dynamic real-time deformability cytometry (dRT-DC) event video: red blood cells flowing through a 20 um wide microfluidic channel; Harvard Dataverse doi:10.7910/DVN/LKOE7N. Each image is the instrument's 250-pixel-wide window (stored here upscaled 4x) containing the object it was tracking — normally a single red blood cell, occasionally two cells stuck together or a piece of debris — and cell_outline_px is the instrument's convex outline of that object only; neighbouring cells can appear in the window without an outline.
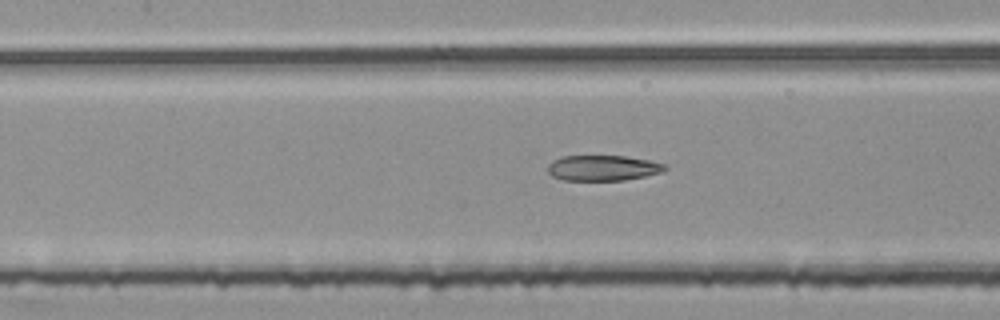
{"species": "common noctule bat (a hibernating species)", "species_latin": "Nyctalus noctula", "temperature_condition": "room temperature", "stored_images_in_passage": 52, "segment_of_instrument_passage": [2, 2], "camera_frame_rate_fps": 3000, "um_per_image_px": 0.085, "animal": {"sex": "female", "body_mass_g": 25.1}, "frame": {"image": 1, "passage_image": 23, "time_ms": 7.333, "image_size_px": [1000, 320], "cell_outline_px": [[668, 168], [660, 172], [644, 176], [624, 180], [564, 180], [552, 176], [548, 172], [548, 164], [552, 160], [560, 156], [624, 156], [648, 160], [668, 164]], "centroid_in_image_um": [51.23, 14.27], "position_along_channel_um": 156.2, "area_um2": 17.4}}
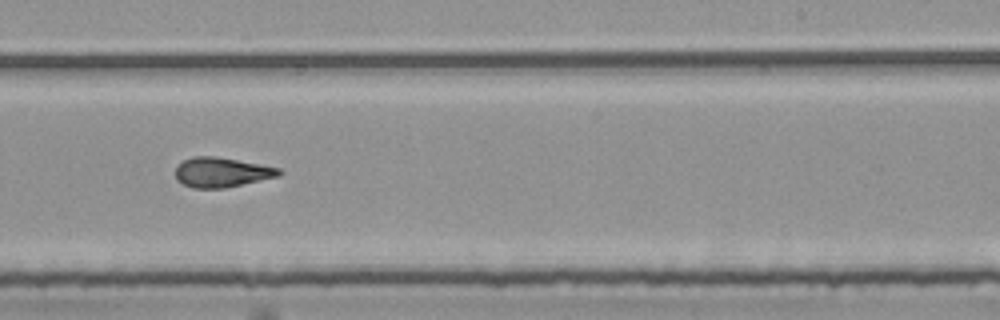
{"frame": {"image": 2, "passage_image": 32, "time_ms": 10.333, "image_size_px": [1000, 320], "cell_outline_px": [[284, 172], [280, 176], [224, 188], [192, 188], [176, 180], [176, 164], [192, 156], [216, 156], [260, 164], [280, 168]], "centroid_in_image_um": [18.84, 14.64], "position_along_channel_um": 270.2, "area_um2": 18.09}}
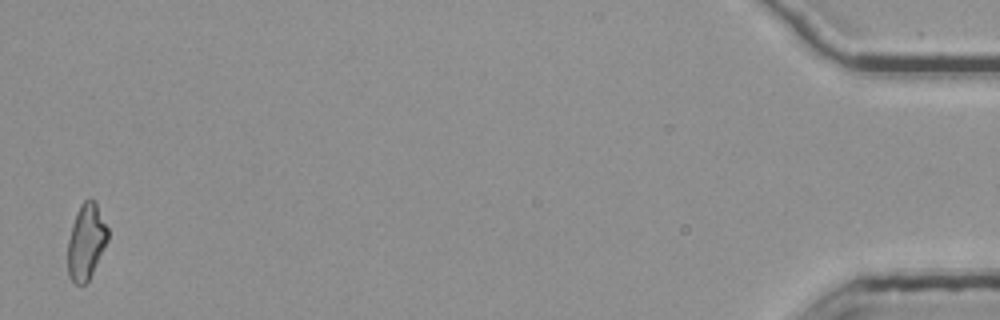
{"frame": {"image": 3, "passage_image": 52, "time_ms": 17.0, "image_size_px": [1000, 320], "cell_outline_px": [[108, 240], [88, 280], [84, 284], [76, 284], [72, 280], [68, 272], [68, 240], [72, 224], [76, 212], [80, 204], [84, 200], [92, 200], [96, 204], [108, 228]], "centroid_in_image_um": [7.31, 20.53], "position_along_channel_um": 427.9, "area_um2": 17.28}}